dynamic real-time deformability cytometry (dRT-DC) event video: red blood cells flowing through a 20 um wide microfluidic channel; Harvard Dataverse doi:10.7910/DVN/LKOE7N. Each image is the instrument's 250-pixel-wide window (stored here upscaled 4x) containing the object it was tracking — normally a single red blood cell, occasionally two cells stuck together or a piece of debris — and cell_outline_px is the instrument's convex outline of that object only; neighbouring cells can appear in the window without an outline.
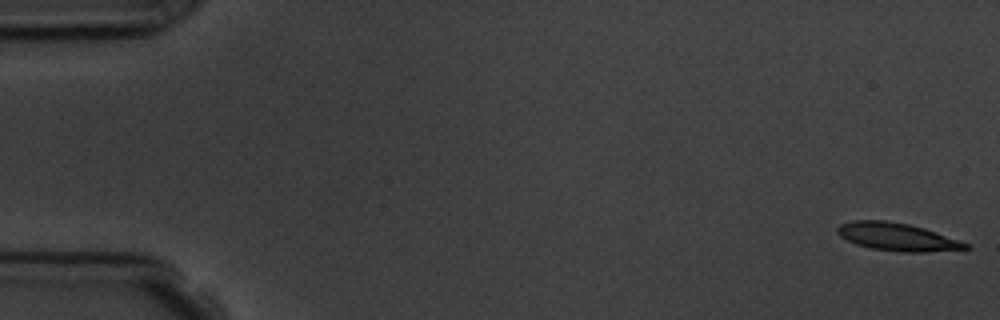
{"species": "common noctule bat (a hibernating species)", "species_latin": "Nyctalus noctula", "temperature_condition": "room temperature", "stored_images_in_passage": 5, "camera_frame_rate_fps": 3000, "um_per_image_px": 0.085, "animal": {"sex": "male", "body_mass_g": 19.5, "forearm_length_mm": 54.6}, "frame": {"image": 1, "passage_image": 1, "time_ms": 0.0, "image_size_px": [1000, 320], "cell_outline_px": [[972, 248], [924, 252], [900, 252], [872, 248], [856, 244], [840, 236], [836, 232], [836, 228], [840, 224], [852, 220], [884, 220], [908, 224], [924, 228], [968, 244]], "centroid_in_image_um": [76.21, 20.13], "position_along_channel_um": 8.8, "area_um2": 20.52}}
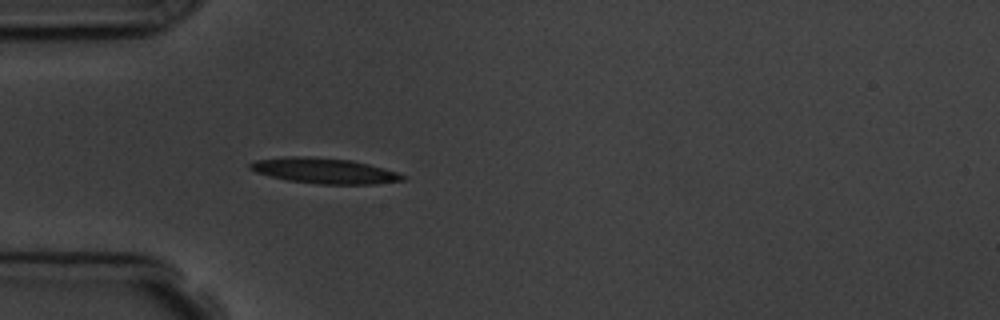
{"frame": {"image": 2, "passage_image": 5, "time_ms": 5.0, "image_size_px": [1000, 320], "cell_outline_px": [[408, 180], [376, 184], [320, 184], [288, 180], [256, 172], [248, 168], [248, 164], [256, 160], [284, 156], [308, 156], [352, 160], [384, 168], [408, 176]], "centroid_in_image_um": [27.61, 14.51], "position_along_channel_um": 57.4, "area_um2": 22.77}}